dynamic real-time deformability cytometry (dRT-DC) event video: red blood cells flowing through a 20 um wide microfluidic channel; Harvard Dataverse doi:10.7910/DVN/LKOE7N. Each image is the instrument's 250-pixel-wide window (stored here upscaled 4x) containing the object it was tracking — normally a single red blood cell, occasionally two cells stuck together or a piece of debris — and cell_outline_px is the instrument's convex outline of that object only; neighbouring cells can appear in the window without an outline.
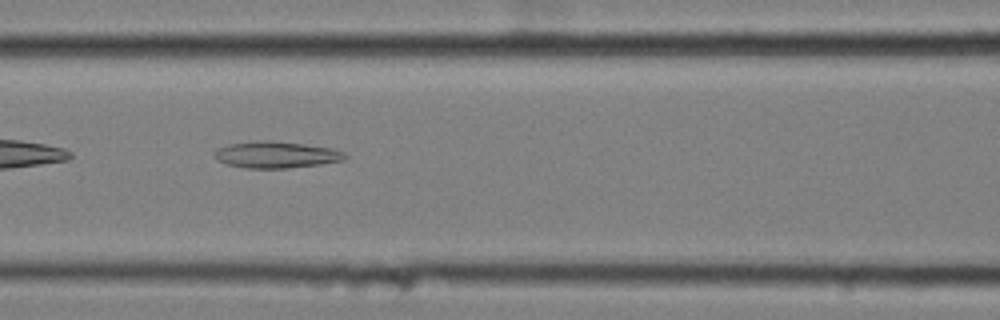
{"species": "common noctule bat (a hibernating species)", "species_latin": "Nyctalus noctula", "temperature_condition": "cold", "stored_images_in_passage": 7, "camera_frame_rate_fps": 3000, "um_per_image_px": 0.085, "animal": {"sex": "female", "body_mass_g": 25.1}, "frame": {"image": 1, "passage_image": 5, "time_ms": 1.333, "image_size_px": [1000, 320], "cell_outline_px": [[348, 156], [344, 160], [320, 164], [284, 168], [244, 168], [228, 164], [216, 160], [212, 156], [212, 152], [216, 148], [228, 144], [256, 140], [268, 140], [304, 144], [332, 148], [344, 152]], "centroid_in_image_um": [23.41, 13.14], "position_along_channel_um": 143.2, "area_um2": 20.4}}
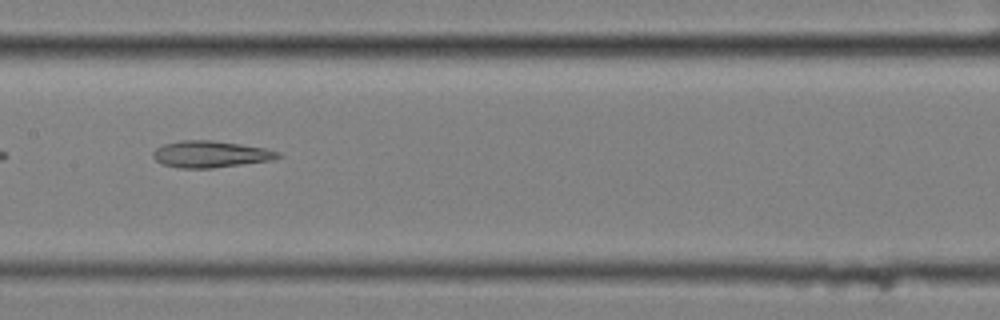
{"frame": {"image": 2, "passage_image": 6, "time_ms": 1.667, "image_size_px": [1000, 320], "cell_outline_px": [[280, 156], [272, 160], [212, 168], [180, 168], [160, 164], [152, 156], [152, 152], [156, 148], [164, 144], [180, 140], [212, 140], [240, 144], [264, 148], [280, 152]], "centroid_in_image_um": [17.85, 13.1], "position_along_channel_um": 189.6, "area_um2": 19.36}}
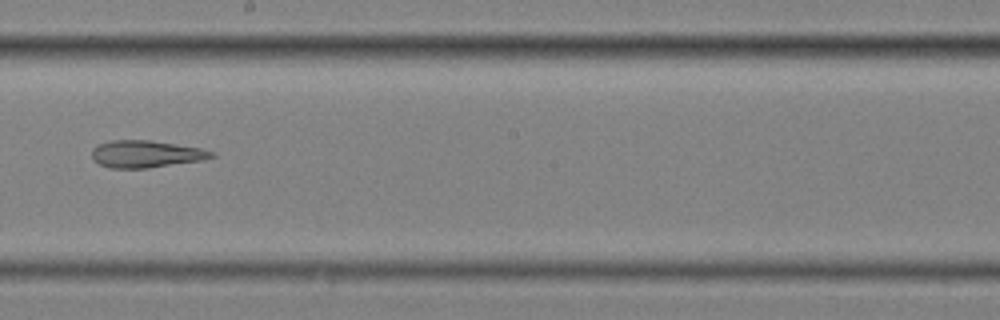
{"frame": {"image": 3, "passage_image": 7, "time_ms": 2.0, "image_size_px": [1000, 320], "cell_outline_px": [[216, 156], [200, 160], [148, 168], [112, 168], [100, 164], [92, 156], [92, 148], [96, 144], [112, 140], [148, 140], [200, 148], [216, 152]], "centroid_in_image_um": [12.39, 13.08], "position_along_channel_um": 235.8, "area_um2": 18.73}}